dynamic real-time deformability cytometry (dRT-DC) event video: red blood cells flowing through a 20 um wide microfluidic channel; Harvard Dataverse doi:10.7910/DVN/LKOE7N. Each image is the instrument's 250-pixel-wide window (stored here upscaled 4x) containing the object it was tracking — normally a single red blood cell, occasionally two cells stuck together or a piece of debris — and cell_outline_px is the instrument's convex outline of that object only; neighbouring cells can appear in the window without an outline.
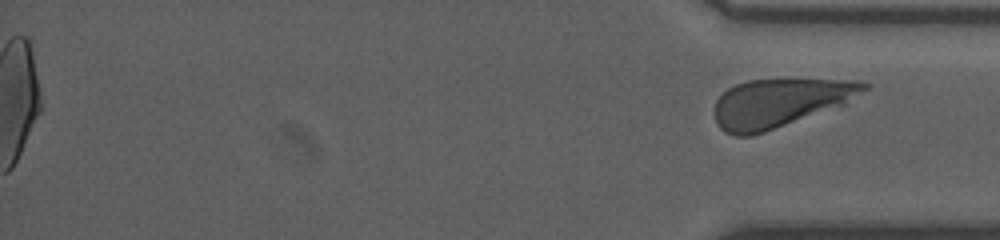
{"species": "human", "species_latin": "Homo sapiens", "temperature_condition": "room temperature", "stored_images_in_passage": 58, "segment_of_instrument_passage": [2, 2], "camera_frame_rate_fps": 3000, "um_per_image_px": 0.085, "donor": {"sex": "male"}, "frame": {"image": 1, "passage_image": 58, "time_ms": 19.0, "image_size_px": [1000, 240], "cell_outline_px": [[872, 84], [868, 88], [848, 104], [752, 136], [736, 136], [724, 132], [716, 124], [712, 112], [716, 100], [728, 88], [736, 84], [748, 80], [788, 76], [792, 76], [860, 80]], "centroid_in_image_um": [66.35, 8.68], "position_along_channel_um": 368.9, "area_um2": 44.27}}